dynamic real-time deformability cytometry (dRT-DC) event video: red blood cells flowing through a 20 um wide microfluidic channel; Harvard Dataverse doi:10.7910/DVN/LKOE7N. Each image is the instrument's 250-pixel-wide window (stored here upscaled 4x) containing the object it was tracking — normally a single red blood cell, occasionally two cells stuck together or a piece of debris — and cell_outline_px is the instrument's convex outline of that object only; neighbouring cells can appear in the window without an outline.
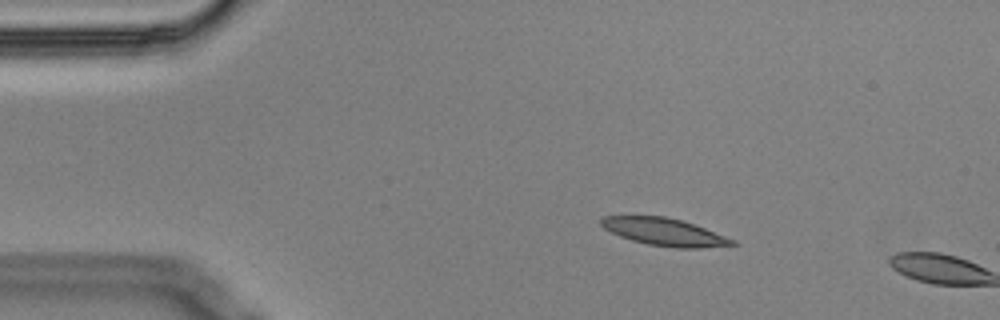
{"species": "Egyptian fruit bat (a non-hibernating species)", "species_latin": "Rousettus aegyptiacus", "temperature_condition": "cold", "stored_images_in_passage": 3, "camera_frame_rate_fps": 3000, "um_per_image_px": 0.085, "animal": {"sex": "male"}, "frame": {"image": 1, "passage_image": 2, "time_ms": 0.333, "image_size_px": [1000, 320], "cell_outline_px": [[740, 244], [700, 248], [676, 248], [648, 244], [632, 240], [620, 236], [604, 228], [600, 224], [600, 216], [664, 216], [680, 220], [704, 228], [736, 240]], "centroid_in_image_um": [56.47, 19.72], "position_along_channel_um": 28.5, "area_um2": 20.81}}